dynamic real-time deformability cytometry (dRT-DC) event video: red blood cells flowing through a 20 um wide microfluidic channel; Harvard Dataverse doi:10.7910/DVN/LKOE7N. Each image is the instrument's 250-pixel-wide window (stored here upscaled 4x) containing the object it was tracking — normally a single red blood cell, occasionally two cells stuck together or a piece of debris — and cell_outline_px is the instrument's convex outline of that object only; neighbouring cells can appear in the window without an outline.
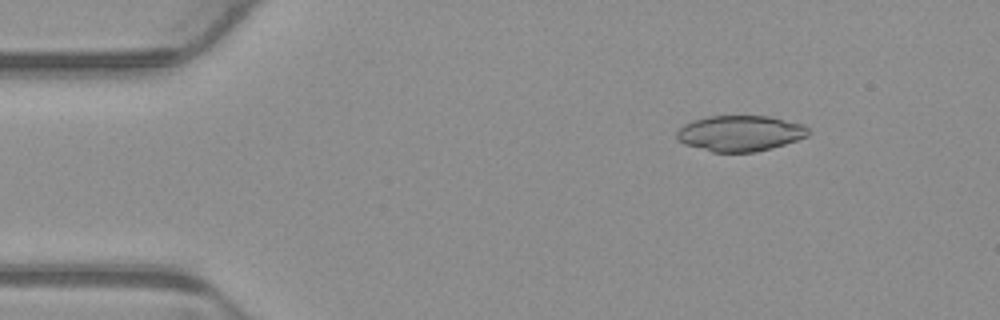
{"species": "common noctule bat (a hibernating species)", "species_latin": "Nyctalus noctula", "temperature_condition": "warm", "stored_images_in_passage": 4, "camera_frame_rate_fps": 3000, "um_per_image_px": 0.085, "animal": {"sex": "male", "body_mass_g": 23.1, "forearm_length_mm": 52.7}, "frame": {"image": 1, "passage_image": 2, "time_ms": 0.333, "image_size_px": [1000, 320], "cell_outline_px": [[808, 136], [772, 148], [756, 152], [712, 152], [684, 144], [676, 140], [676, 132], [684, 124], [692, 120], [708, 116], [768, 116], [804, 124], [808, 128]], "centroid_in_image_um": [62.88, 11.33], "position_along_channel_um": 22.1, "area_um2": 27.51}}